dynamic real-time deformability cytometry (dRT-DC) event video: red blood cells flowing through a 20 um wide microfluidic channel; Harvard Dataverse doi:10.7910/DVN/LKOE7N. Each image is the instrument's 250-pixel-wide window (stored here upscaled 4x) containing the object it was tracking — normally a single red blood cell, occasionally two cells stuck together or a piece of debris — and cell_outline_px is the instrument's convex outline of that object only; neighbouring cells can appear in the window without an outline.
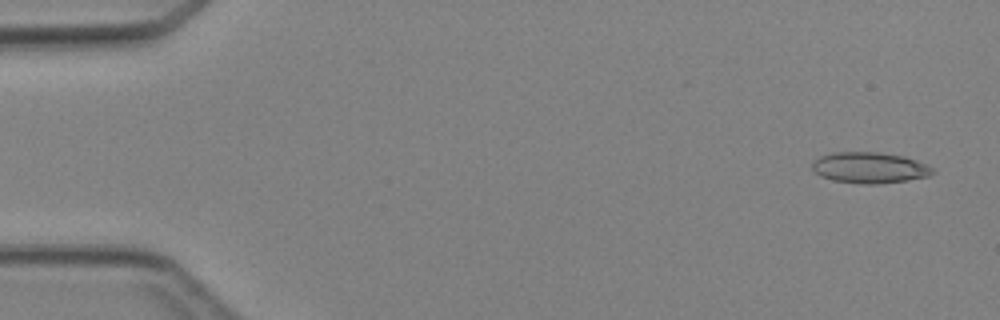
{"species": "Egyptian fruit bat (a non-hibernating species)", "species_latin": "Rousettus aegyptiacus", "temperature_condition": "cold", "stored_images_in_passage": 3, "camera_frame_rate_fps": 3000, "um_per_image_px": 0.085, "animal": {"sex": "female"}, "frame": {"image": 1, "passage_image": 1, "time_ms": 0.0, "image_size_px": [1000, 320], "cell_outline_px": [[936, 172], [928, 176], [908, 180], [876, 184], [860, 184], [832, 180], [820, 176], [812, 168], [812, 164], [820, 156], [832, 152], [880, 152], [904, 156], [928, 164]], "centroid_in_image_um": [73.93, 14.25], "position_along_channel_um": 11.1, "area_um2": 21.85}}